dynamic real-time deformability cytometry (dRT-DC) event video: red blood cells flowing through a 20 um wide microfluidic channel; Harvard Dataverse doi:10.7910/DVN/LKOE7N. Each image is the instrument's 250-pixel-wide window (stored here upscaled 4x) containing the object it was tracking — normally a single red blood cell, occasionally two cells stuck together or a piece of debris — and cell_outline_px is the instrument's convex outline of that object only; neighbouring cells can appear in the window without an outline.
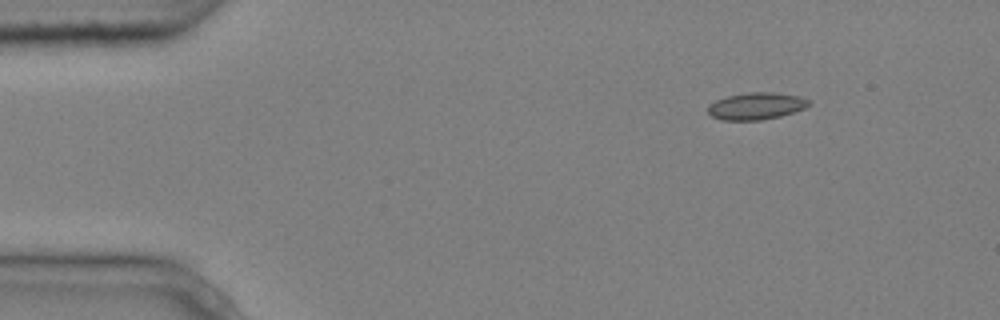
{"species": "common noctule bat (a hibernating species)", "species_latin": "Nyctalus noctula", "temperature_condition": "cold", "stored_images_in_passage": 3, "camera_frame_rate_fps": 3000, "um_per_image_px": 0.085, "animal": {"sex": "male", "body_mass_g": 20.4}, "frame": {"image": 1, "passage_image": 3, "time_ms": 0.667, "image_size_px": [1000, 320], "cell_outline_px": [[808, 104], [804, 108], [780, 116], [760, 120], [720, 120], [712, 116], [708, 112], [708, 104], [716, 100], [728, 96], [748, 92], [772, 92], [800, 96], [808, 100]], "centroid_in_image_um": [64.23, 9.01], "position_along_channel_um": 20.8, "area_um2": 15.72}}